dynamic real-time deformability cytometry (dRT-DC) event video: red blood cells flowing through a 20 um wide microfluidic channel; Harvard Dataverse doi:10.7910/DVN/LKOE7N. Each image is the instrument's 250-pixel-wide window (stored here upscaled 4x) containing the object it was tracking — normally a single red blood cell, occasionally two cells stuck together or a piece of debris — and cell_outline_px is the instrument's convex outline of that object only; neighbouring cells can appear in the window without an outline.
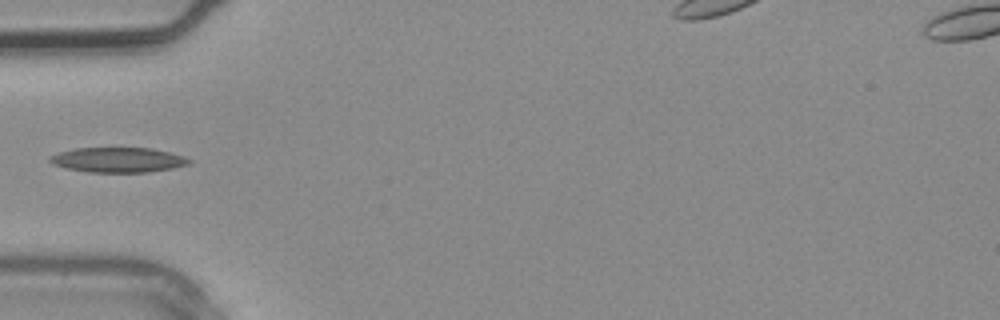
{"species": "common noctule bat (a hibernating species)", "species_latin": "Nyctalus noctula", "temperature_condition": "warm", "stored_images_in_passage": 1, "camera_frame_rate_fps": 3000, "um_per_image_px": 0.085, "animal": {"sex": "male", "body_mass_g": 20.4}, "frame": {"image": 1, "passage_image": 1, "time_ms": 0.0, "image_size_px": [1000, 320], "cell_outline_px": [[192, 160], [188, 164], [172, 168], [148, 172], [88, 172], [68, 168], [52, 164], [48, 160], [48, 156], [72, 148], [152, 148], [184, 156]], "centroid_in_image_um": [10.0, 13.58], "position_along_channel_um": 75.0, "area_um2": 20.17}}